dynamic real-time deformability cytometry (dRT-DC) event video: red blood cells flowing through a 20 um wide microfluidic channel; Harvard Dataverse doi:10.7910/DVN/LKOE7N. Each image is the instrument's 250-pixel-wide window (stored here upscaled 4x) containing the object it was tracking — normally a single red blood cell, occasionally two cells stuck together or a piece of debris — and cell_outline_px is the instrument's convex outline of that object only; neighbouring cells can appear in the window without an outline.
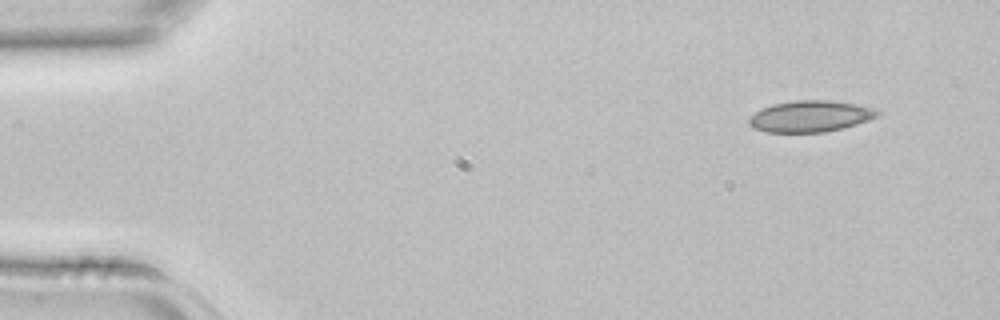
{"species": "common noctule bat (a hibernating species)", "species_latin": "Nyctalus noctula", "temperature_condition": "room temperature", "stored_images_in_passage": 3, "segment_of_instrument_passage": [2, 2], "camera_frame_rate_fps": 3000, "um_per_image_px": 0.085, "animal": {"sex": "female", "body_mass_g": 22.7, "forearm_length_mm": 54.2}, "frame": {"image": 1, "passage_image": 3, "time_ms": 0.667, "image_size_px": [1000, 320], "cell_outline_px": [[880, 116], [856, 124], [824, 132], [764, 132], [748, 124], [748, 116], [772, 104], [792, 100], [832, 100], [856, 104], [872, 108], [880, 112]], "centroid_in_image_um": [68.86, 9.87], "position_along_channel_um": 16.1, "area_um2": 23.41}}